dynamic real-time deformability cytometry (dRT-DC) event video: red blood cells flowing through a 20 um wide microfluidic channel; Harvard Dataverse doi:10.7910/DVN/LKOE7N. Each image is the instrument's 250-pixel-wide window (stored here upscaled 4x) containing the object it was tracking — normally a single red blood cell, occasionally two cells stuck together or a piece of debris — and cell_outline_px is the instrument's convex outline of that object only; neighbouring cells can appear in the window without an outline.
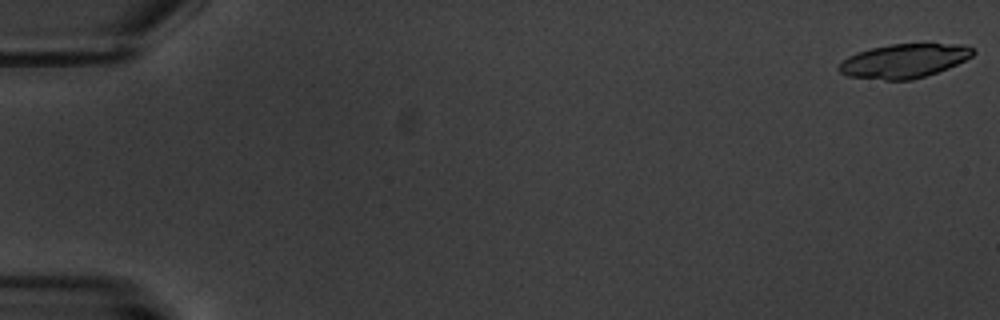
{"species": "common noctule bat (a hibernating species)", "species_latin": "Nyctalus noctula", "temperature_condition": "warm", "stored_images_in_passage": 5, "camera_frame_rate_fps": 3000, "um_per_image_px": 0.085, "animal": {"sex": "male", "body_mass_g": 20.1, "forearm_length_mm": 53.5}, "frame": {"image": 1, "passage_image": 1, "time_ms": 0.0, "image_size_px": [1000, 320], "cell_outline_px": [[976, 52], [972, 56], [948, 68], [912, 80], [884, 80], [848, 76], [840, 72], [836, 68], [848, 56], [856, 52], [872, 48], [892, 44], [964, 44], [972, 48]], "centroid_in_image_um": [76.83, 5.17], "position_along_channel_um": 8.2, "area_um2": 26.41}}
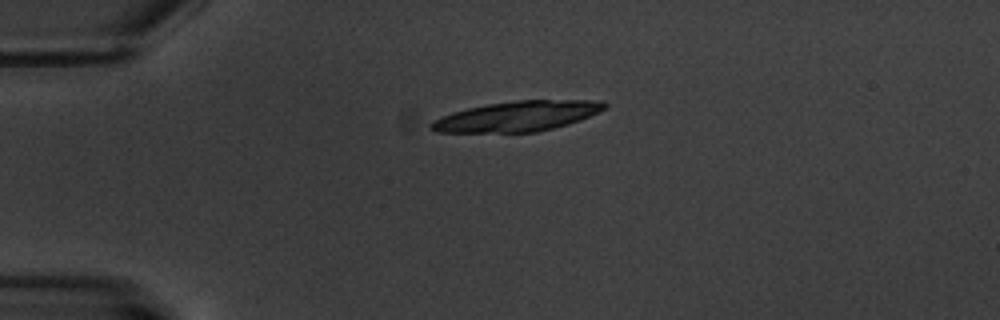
{"frame": {"image": 2, "passage_image": 5, "time_ms": 4.667, "image_size_px": [1000, 320], "cell_outline_px": [[608, 104], [604, 108], [580, 120], [568, 124], [536, 132], [436, 132], [428, 128], [428, 124], [432, 120], [452, 112], [468, 108], [488, 104], [516, 100], [600, 100]], "centroid_in_image_um": [43.91, 9.88], "position_along_channel_um": 41.1, "area_um2": 30.35}}